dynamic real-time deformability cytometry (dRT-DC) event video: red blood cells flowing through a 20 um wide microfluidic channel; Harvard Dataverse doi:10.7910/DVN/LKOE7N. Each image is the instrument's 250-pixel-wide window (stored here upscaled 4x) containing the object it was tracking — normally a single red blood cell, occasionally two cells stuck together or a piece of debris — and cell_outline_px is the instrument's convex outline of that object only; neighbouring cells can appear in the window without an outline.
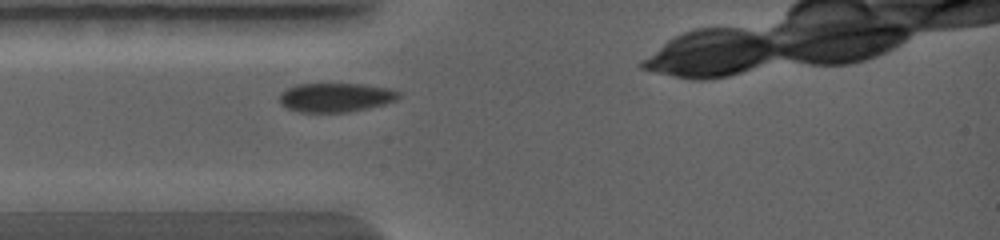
{"species": "common noctule bat (a hibernating species)", "species_latin": "Nyctalus noctula", "temperature_condition": "warm", "stored_images_in_passage": 26, "camera_frame_rate_fps": 5000, "um_per_image_px": 0.085, "animal": {"sex": "female", "body_mass_g": 19.0, "forearm_length_mm": 56.7}, "frame": {"image": 1, "passage_image": 1, "time_ms": 0.0, "image_size_px": [1000, 240], "cell_outline_px": [[404, 96], [396, 100], [384, 104], [368, 108], [348, 112], [300, 112], [288, 108], [280, 104], [280, 92], [296, 84], [364, 84], [388, 88], [400, 92]], "centroid_in_image_um": [28.56, 8.28], "position_along_channel_um": 56.4, "area_um2": 20.29}}
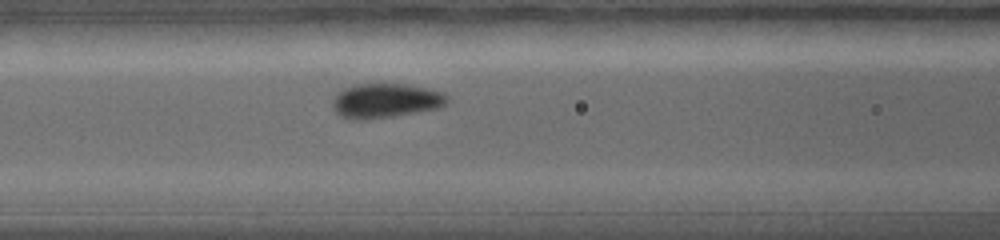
{"frame": {"image": 2, "passage_image": 10, "time_ms": 1.4, "image_size_px": [1000, 240], "cell_outline_px": [[448, 100], [444, 104], [436, 108], [416, 112], [392, 116], [364, 120], [352, 120], [340, 116], [332, 108], [332, 100], [344, 88], [356, 84], [404, 84], [428, 88], [444, 92], [448, 96]], "centroid_in_image_um": [32.75, 8.56], "position_along_channel_um": 133.9, "area_um2": 22.95}}
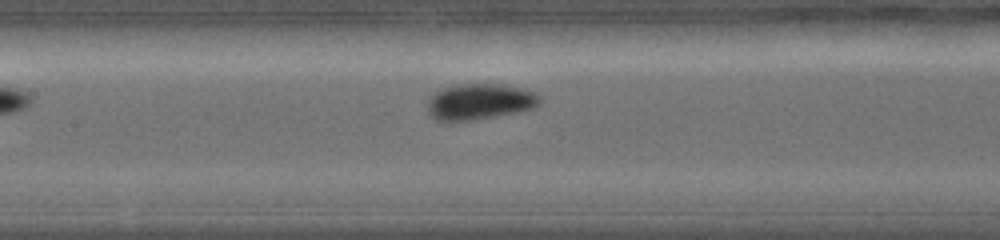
{"frame": {"image": 3, "passage_image": 15, "time_ms": 2.0, "image_size_px": [1000, 240], "cell_outline_px": [[540, 104], [536, 108], [516, 112], [472, 120], [436, 120], [428, 112], [428, 100], [436, 92], [444, 88], [456, 84], [500, 84], [520, 88], [536, 92], [540, 96]], "centroid_in_image_um": [40.81, 8.63], "position_along_channel_um": 166.6, "area_um2": 23.29}}